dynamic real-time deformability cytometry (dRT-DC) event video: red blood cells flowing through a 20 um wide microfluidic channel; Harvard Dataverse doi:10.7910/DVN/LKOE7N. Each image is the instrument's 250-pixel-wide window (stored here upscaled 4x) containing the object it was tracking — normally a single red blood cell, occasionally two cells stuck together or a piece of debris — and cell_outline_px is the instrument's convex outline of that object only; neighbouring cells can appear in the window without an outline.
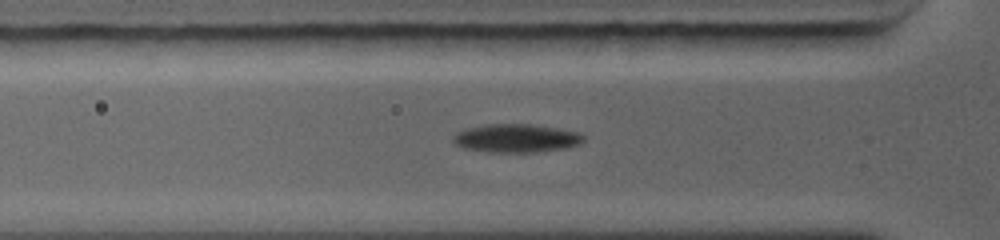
{"species": "common noctule bat (a hibernating species)", "species_latin": "Nyctalus noctula", "temperature_condition": "warm", "stored_images_in_passage": 62, "camera_frame_rate_fps": 5000, "um_per_image_px": 0.085, "animal": {"sex": "female", "body_mass_g": 19.0, "forearm_length_mm": 56.7}, "frame": {"image": 1, "passage_image": 6, "time_ms": 0.8, "image_size_px": [1000, 240], "cell_outline_px": [[576, 140], [568, 144], [536, 148], [488, 148], [464, 144], [460, 140], [460, 136], [464, 132], [476, 128], [492, 124], [524, 124], [564, 132], [576, 136]], "centroid_in_image_um": [43.79, 11.63], "position_along_channel_um": 82.0, "area_um2": 15.72}}
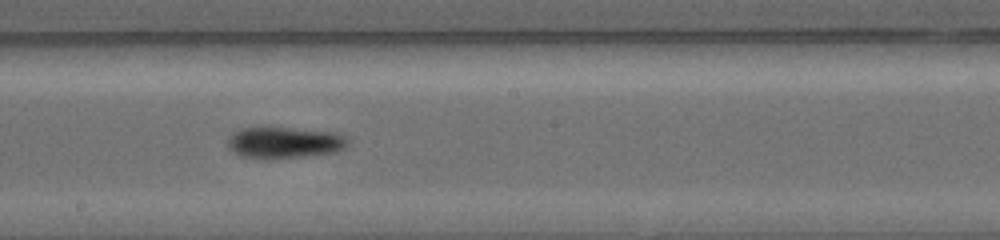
{"frame": {"image": 2, "passage_image": 29, "time_ms": 4.0, "image_size_px": [1000, 240], "cell_outline_px": [[340, 144], [332, 148], [304, 152], [248, 152], [236, 148], [236, 136], [240, 132], [252, 128], [280, 128], [308, 132], [332, 136]], "centroid_in_image_um": [24.02, 11.97], "position_along_channel_um": 224.2, "area_um2": 14.62}}
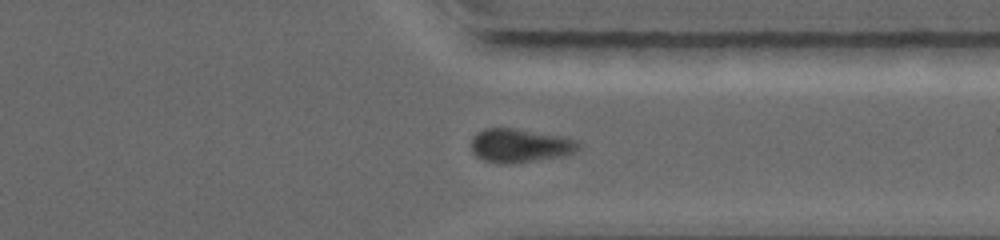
{"frame": {"image": 3, "passage_image": 53, "time_ms": 7.2, "image_size_px": [1000, 240], "cell_outline_px": [[576, 144], [568, 152], [524, 160], [488, 160], [480, 156], [472, 148], [472, 140], [484, 128], [516, 128], [552, 136], [568, 140]], "centroid_in_image_um": [43.99, 12.28], "position_along_channel_um": 367.4, "area_um2": 17.98}, "authors_computed_cell_mechanics": {"area_um2": 16.3863, "velocity_mm_per_s": 4.4527, "shape_relaxation_time_tau1_ms": null, "shape_relaxation_time_tau2_ms": 1.1776, "deformation_change_tau1": null, "deformation_change_tau2": 0.0449}}